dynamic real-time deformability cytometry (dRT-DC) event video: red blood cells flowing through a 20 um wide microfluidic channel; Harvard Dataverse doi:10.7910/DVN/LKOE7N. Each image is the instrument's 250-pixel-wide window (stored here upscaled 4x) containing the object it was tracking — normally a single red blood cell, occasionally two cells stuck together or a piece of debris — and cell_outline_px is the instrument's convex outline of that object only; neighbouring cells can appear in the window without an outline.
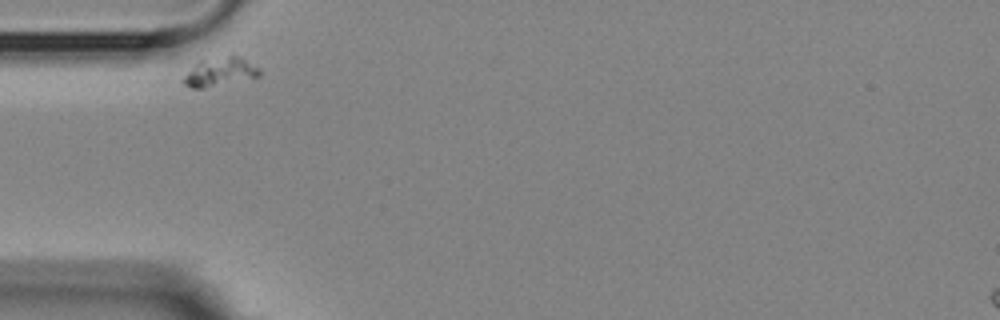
{"species": "Egyptian fruit bat (a non-hibernating species)", "species_latin": "Rousettus aegyptiacus", "temperature_condition": "room temperature", "stored_images_in_passage": 2, "camera_frame_rate_fps": 3000, "um_per_image_px": 0.085, "animal": {"sex": "female"}, "frame": {"image": 1, "passage_image": 1, "time_ms": 0.0, "image_size_px": [1000, 320], "cell_outline_px": [[260, 76], [204, 88], [192, 88], [184, 84], [184, 76], [200, 60], [232, 52], [240, 56], [260, 68]], "centroid_in_image_um": [18.74, 6.05], "position_along_channel_um": 66.3, "area_um2": 12.89}}